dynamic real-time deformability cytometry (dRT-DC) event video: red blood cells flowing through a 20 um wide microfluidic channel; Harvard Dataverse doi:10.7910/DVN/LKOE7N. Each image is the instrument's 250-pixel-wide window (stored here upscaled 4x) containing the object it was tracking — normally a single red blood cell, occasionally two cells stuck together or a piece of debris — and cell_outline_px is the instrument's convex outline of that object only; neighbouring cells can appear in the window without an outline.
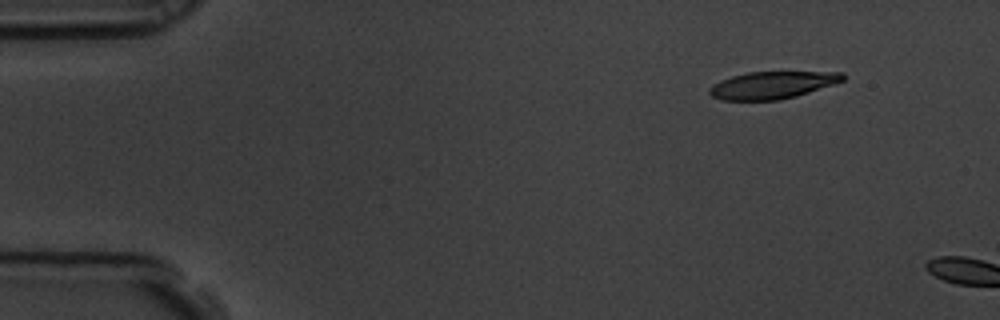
{"species": "common noctule bat (a hibernating species)", "species_latin": "Nyctalus noctula", "temperature_condition": "room temperature", "stored_images_in_passage": 3, "camera_frame_rate_fps": 3000, "um_per_image_px": 0.085, "animal": {"sex": "male", "body_mass_g": 19.5, "forearm_length_mm": 54.6}, "frame": {"image": 1, "passage_image": 2, "time_ms": 0.333, "image_size_px": [1000, 320], "cell_outline_px": [[844, 80], [796, 96], [780, 100], [720, 100], [712, 96], [708, 92], [708, 88], [720, 80], [732, 76], [748, 72], [844, 72]], "centroid_in_image_um": [65.6, 7.23], "position_along_channel_um": 19.4, "area_um2": 21.04}}